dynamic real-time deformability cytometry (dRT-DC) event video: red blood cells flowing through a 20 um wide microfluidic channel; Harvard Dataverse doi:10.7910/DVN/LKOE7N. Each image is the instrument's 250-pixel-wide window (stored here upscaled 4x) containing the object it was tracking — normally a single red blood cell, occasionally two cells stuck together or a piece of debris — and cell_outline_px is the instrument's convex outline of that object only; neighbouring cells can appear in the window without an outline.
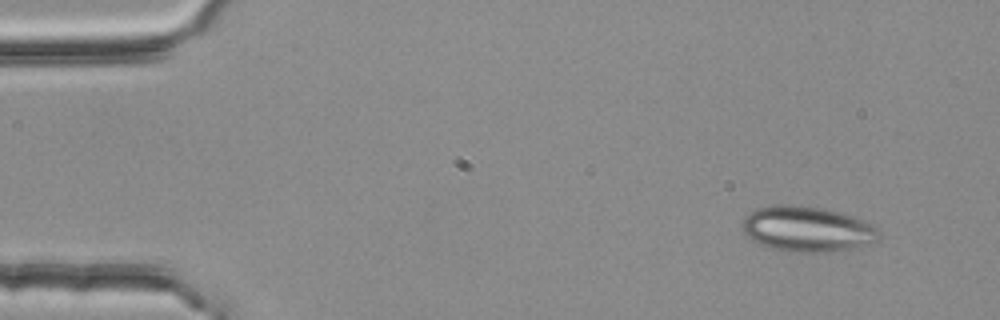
{"species": "common noctule bat (a hibernating species)", "species_latin": "Nyctalus noctula", "temperature_condition": "room temperature", "stored_images_in_passage": 3, "camera_frame_rate_fps": 3000, "um_per_image_px": 0.085, "animal": {"sex": "female", "body_mass_g": 25.1}, "frame": {"image": 1, "passage_image": 1, "time_ms": 0.0, "image_size_px": [1000, 320], "cell_outline_px": [[880, 240], [868, 244], [852, 248], [824, 252], [800, 252], [772, 248], [752, 240], [744, 232], [740, 224], [744, 216], [756, 208], [776, 204], [792, 204], [824, 208], [840, 212], [864, 220], [872, 224], [880, 232]], "centroid_in_image_um": [68.61, 19.44], "position_along_channel_um": 16.4, "area_um2": 36.3}}